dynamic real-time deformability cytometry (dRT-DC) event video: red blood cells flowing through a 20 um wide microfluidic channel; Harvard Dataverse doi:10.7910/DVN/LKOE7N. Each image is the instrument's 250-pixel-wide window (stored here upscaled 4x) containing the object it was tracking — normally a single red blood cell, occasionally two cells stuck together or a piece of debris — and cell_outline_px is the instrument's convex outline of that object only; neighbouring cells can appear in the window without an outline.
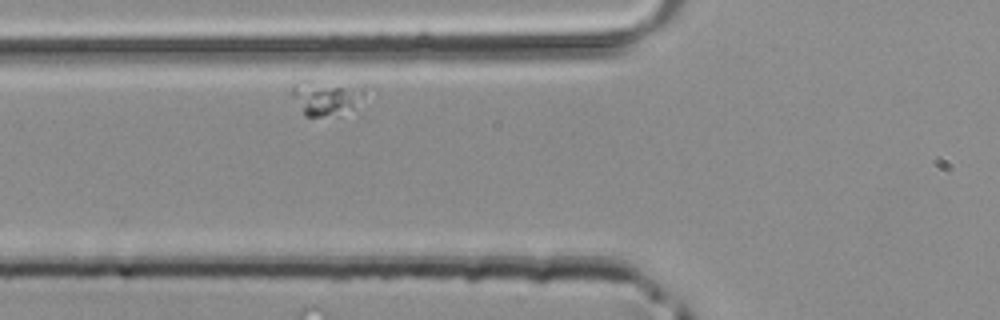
{"species": "common noctule bat (a hibernating species)", "species_latin": "Nyctalus noctula", "temperature_condition": "room temperature", "stored_images_in_passage": 2, "camera_frame_rate_fps": 3000, "um_per_image_px": 0.085, "animal": {"sex": "male", "body_mass_g": 20.4}, "frame": {"image": 1, "passage_image": 2, "time_ms": 0.333, "image_size_px": [1000, 320], "cell_outline_px": [[364, 92], [352, 108], [320, 116], [304, 116], [292, 92], [292, 88], [296, 84], [364, 88]], "centroid_in_image_um": [27.65, 8.39], "position_along_channel_um": 98.1, "area_um2": 12.25}}